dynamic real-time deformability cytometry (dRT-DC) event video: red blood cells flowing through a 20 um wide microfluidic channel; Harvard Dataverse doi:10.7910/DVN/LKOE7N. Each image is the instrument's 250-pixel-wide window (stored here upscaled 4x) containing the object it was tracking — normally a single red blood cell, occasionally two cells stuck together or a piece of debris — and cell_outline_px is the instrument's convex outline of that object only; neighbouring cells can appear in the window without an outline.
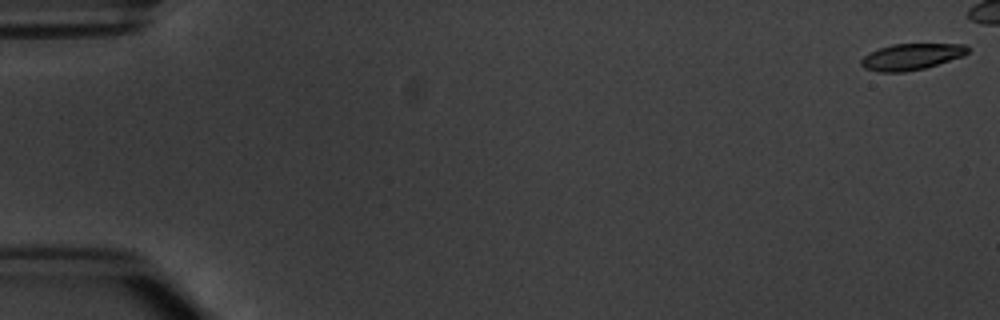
{"species": "common noctule bat (a hibernating species)", "species_latin": "Nyctalus noctula", "temperature_condition": "warm", "stored_images_in_passage": 8, "camera_frame_rate_fps": 3000, "um_per_image_px": 0.085, "animal": {"sex": "male", "body_mass_g": 20.1, "forearm_length_mm": 53.5}, "frame": {"image": 1, "passage_image": 1, "time_ms": 0.0, "image_size_px": [1000, 320], "cell_outline_px": [[968, 52], [964, 56], [924, 68], [904, 72], [880, 72], [864, 68], [860, 64], [860, 60], [864, 56], [880, 48], [892, 44], [964, 44], [968, 48]], "centroid_in_image_um": [77.46, 4.82], "position_along_channel_um": 7.5, "area_um2": 16.18}}